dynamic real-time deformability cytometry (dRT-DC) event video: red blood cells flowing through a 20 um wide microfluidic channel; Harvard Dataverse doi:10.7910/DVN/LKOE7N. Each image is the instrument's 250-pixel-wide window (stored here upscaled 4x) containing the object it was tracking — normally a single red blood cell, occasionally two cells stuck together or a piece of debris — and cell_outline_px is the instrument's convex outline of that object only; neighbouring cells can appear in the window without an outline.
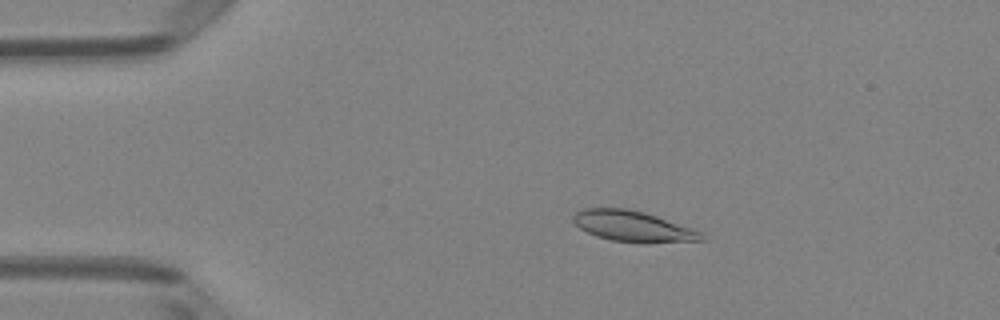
{"species": "Egyptian fruit bat (a non-hibernating species)", "species_latin": "Rousettus aegyptiacus", "temperature_condition": "room temperature", "stored_images_in_passage": 51, "camera_frame_rate_fps": 3000, "um_per_image_px": 0.085, "animal": {"sex": "female"}, "frame": {"image": 1, "passage_image": 10, "time_ms": 3.0, "image_size_px": [1000, 320], "cell_outline_px": [[704, 240], [648, 244], [612, 240], [596, 236], [580, 228], [572, 220], [572, 216], [576, 212], [584, 208], [628, 208], [644, 212], [656, 216], [700, 232], [704, 236]], "centroid_in_image_um": [53.77, 19.24], "position_along_channel_um": 31.2, "area_um2": 22.89}}
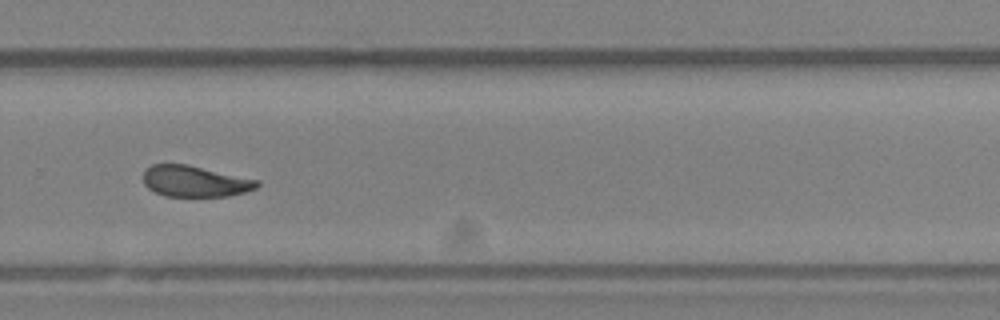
{"frame": {"image": 2, "passage_image": 35, "time_ms": 11.333, "image_size_px": [1000, 320], "cell_outline_px": [[260, 184], [256, 188], [244, 192], [228, 196], [164, 196], [148, 188], [144, 184], [144, 172], [152, 164], [188, 164], [260, 180]], "centroid_in_image_um": [16.59, 15.4], "position_along_channel_um": 313.2, "area_um2": 20.63}}
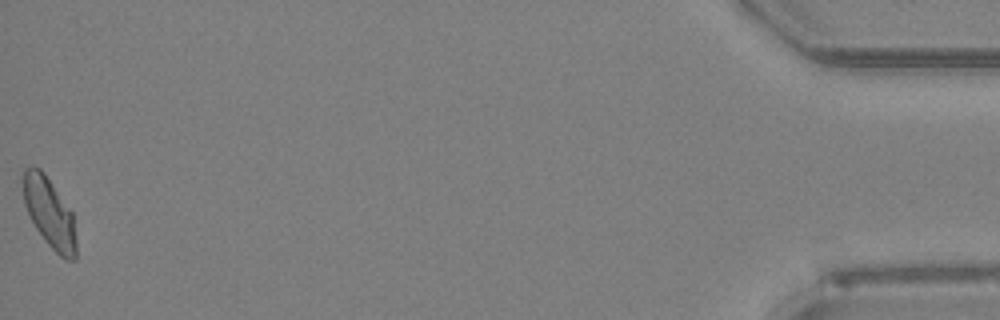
{"frame": {"image": 3, "passage_image": 51, "time_ms": 16.667, "image_size_px": [1000, 320], "cell_outline_px": [[76, 260], [64, 260], [48, 244], [36, 228], [24, 204], [24, 168], [32, 164], [40, 168], [44, 172], [72, 212], [76, 240]], "centroid_in_image_um": [4.22, 18.09], "position_along_channel_um": 431.0, "area_um2": 21.39}, "authors_computed_cell_mechanics": {"area_um2": 21.964, "velocity_mm_per_s": 4.0136, "shape_relaxation_time_tau1_ms": null, "shape_relaxation_time_tau2_ms": 3.1824, "deformation_change_tau1": null, "deformation_change_tau2": 0.0693}}